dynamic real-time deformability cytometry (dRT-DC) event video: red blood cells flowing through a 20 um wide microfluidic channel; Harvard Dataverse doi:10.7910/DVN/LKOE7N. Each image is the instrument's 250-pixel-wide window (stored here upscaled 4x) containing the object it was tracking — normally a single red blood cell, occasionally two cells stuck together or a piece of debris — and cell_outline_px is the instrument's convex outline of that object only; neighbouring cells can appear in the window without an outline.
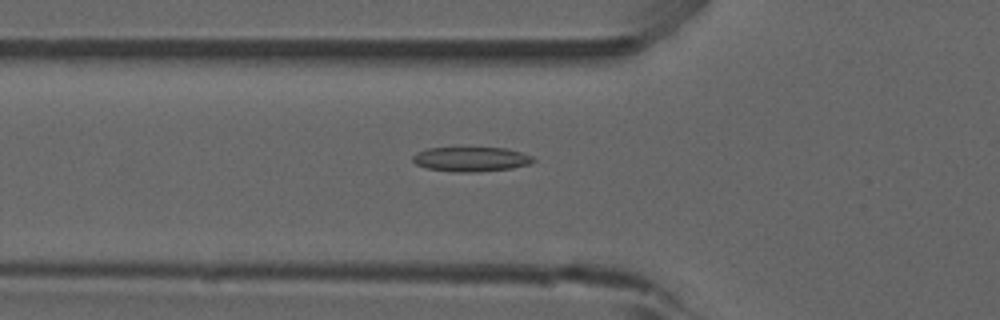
{"species": "common noctule bat (a hibernating species)", "species_latin": "Nyctalus noctula", "temperature_condition": "room temperature", "stored_images_in_passage": 43, "camera_frame_rate_fps": 3000, "um_per_image_px": 0.085, "animal": {"sex": "male", "forearm_length_mm": 52.5}, "frame": {"image": 1, "passage_image": 9, "time_ms": 2.667, "image_size_px": [1000, 320], "cell_outline_px": [[536, 160], [528, 164], [512, 168], [476, 172], [452, 172], [428, 168], [416, 164], [412, 160], [412, 156], [416, 152], [428, 148], [508, 148], [532, 156]], "centroid_in_image_um": [40.02, 13.53], "position_along_channel_um": 85.8, "area_um2": 17.22}}
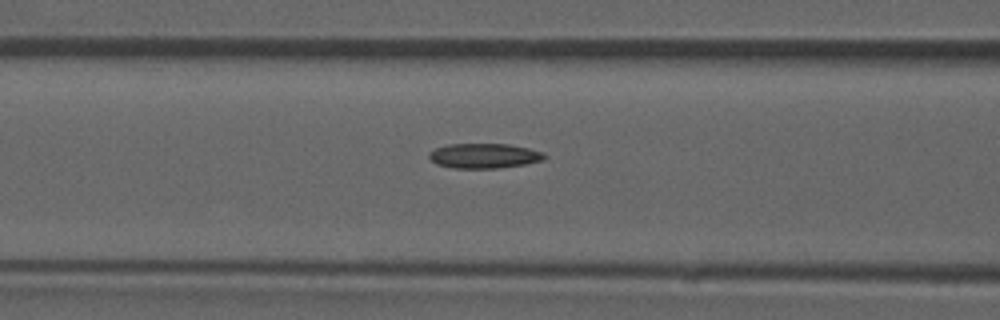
{"frame": {"image": 2, "passage_image": 12, "time_ms": 3.667, "image_size_px": [1000, 320], "cell_outline_px": [[548, 156], [544, 160], [524, 164], [500, 168], [452, 168], [436, 164], [428, 156], [428, 152], [436, 148], [448, 144], [508, 144], [528, 148], [544, 152]], "centroid_in_image_um": [41.16, 13.24], "position_along_channel_um": 125.4, "area_um2": 16.82}}
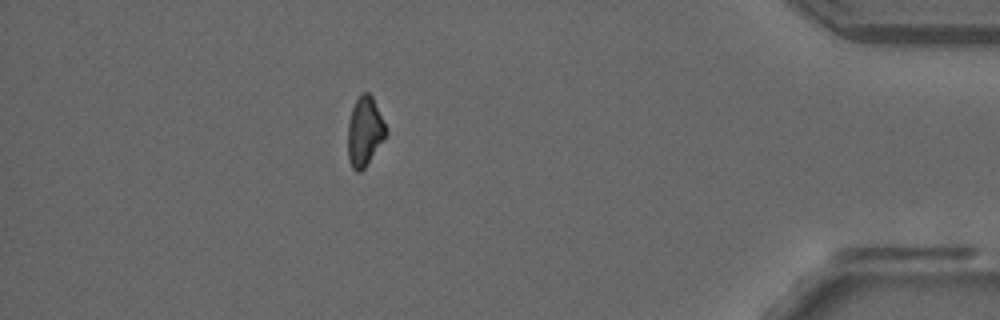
{"frame": {"image": 3, "passage_image": 37, "time_ms": 12.0, "image_size_px": [1000, 320], "cell_outline_px": [[388, 132], [384, 140], [364, 168], [360, 172], [356, 172], [352, 168], [348, 160], [348, 120], [352, 108], [360, 92], [368, 92], [372, 96], [388, 128]], "centroid_in_image_um": [31.0, 11.16], "position_along_channel_um": 404.2, "area_um2": 15.66}}